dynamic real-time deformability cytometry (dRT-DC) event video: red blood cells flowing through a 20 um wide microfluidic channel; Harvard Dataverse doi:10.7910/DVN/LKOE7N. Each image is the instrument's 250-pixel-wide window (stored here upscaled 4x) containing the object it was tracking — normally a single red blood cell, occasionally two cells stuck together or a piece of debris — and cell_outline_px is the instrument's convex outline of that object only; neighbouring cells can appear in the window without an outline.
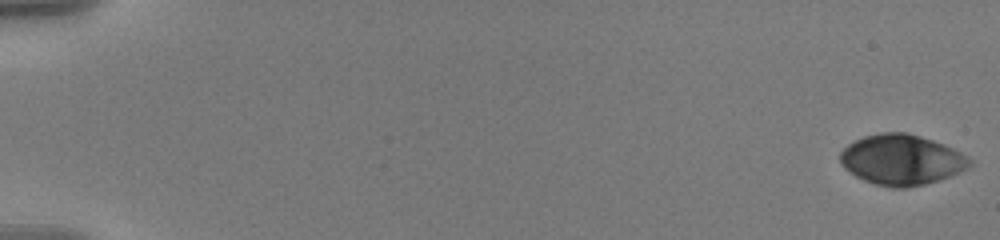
{"species": "human", "species_latin": "Homo sapiens", "temperature_condition": "warm", "stored_images_in_passage": 58, "camera_frame_rate_fps": 3000, "um_per_image_px": 0.085, "donor": {"sex": "male"}, "frame": {"image": 1, "passage_image": 1, "time_ms": 0.0, "image_size_px": [1000, 240], "cell_outline_px": [[972, 164], [968, 168], [940, 180], [908, 188], [892, 188], [876, 184], [864, 180], [856, 176], [844, 168], [840, 160], [840, 152], [848, 144], [864, 136], [884, 132], [904, 132], [920, 136], [944, 144], [960, 152], [972, 160]], "centroid_in_image_um": [76.64, 13.58], "position_along_channel_um": 8.4, "area_um2": 37.92}}
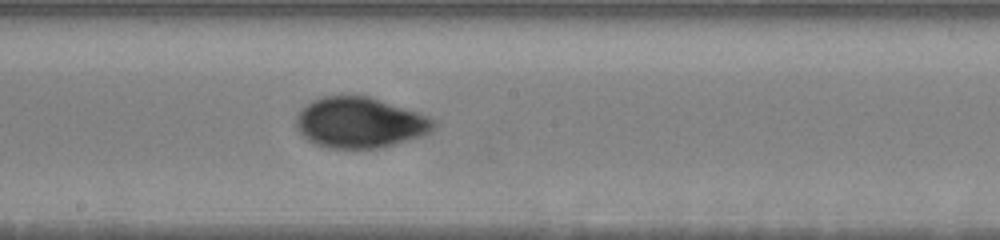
{"frame": {"image": 2, "passage_image": 34, "time_ms": 11.0, "image_size_px": [1000, 240], "cell_outline_px": [[436, 128], [432, 132], [420, 136], [380, 148], [328, 148], [316, 144], [308, 140], [296, 128], [296, 116], [300, 108], [312, 100], [320, 96], [368, 96], [428, 116], [436, 120]], "centroid_in_image_um": [30.56, 10.42], "position_along_channel_um": 217.6, "area_um2": 40.52}}
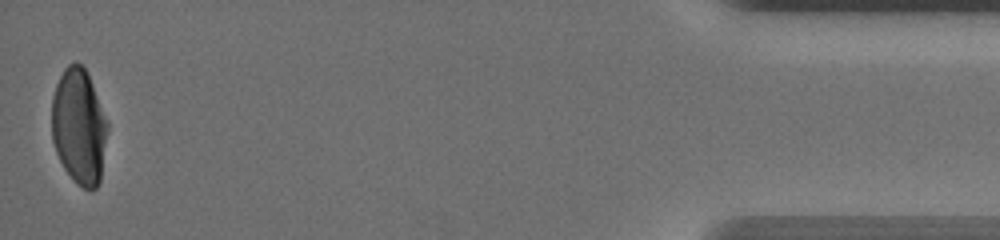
{"frame": {"image": 3, "passage_image": 58, "time_ms": 19.0, "image_size_px": [1000, 240], "cell_outline_px": [[108, 128], [100, 180], [96, 188], [92, 192], [76, 184], [72, 180], [64, 168], [56, 152], [52, 140], [52, 96], [56, 84], [64, 68], [68, 64], [76, 60], [84, 68], [88, 76], [108, 124]], "centroid_in_image_um": [6.7, 10.79], "position_along_channel_um": 428.5, "area_um2": 37.51}, "authors_computed_cell_mechanics": {"area_um2": 39.1017, "velocity_mm_per_s": 3.569, "shape_relaxation_time_tau1_ms": 6.4938, "shape_relaxation_time_tau2_ms": 1.0634, "deformation_change_tau1": 0.2128, "deformation_change_tau2": 0.0389}}